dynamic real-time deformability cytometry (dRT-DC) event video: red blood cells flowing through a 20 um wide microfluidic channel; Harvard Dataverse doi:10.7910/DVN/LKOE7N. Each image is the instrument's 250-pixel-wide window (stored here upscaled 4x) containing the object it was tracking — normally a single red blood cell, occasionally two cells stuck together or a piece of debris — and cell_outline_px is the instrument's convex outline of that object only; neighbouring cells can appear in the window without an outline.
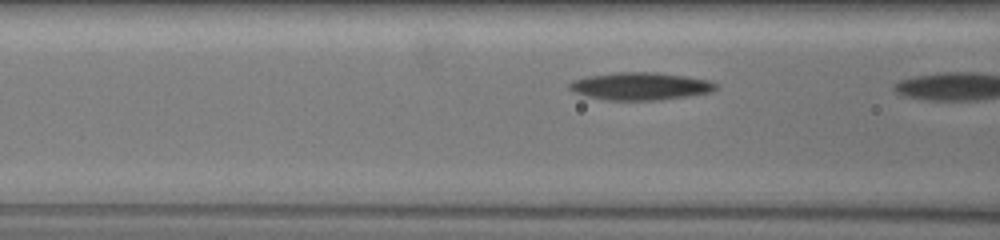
{"species": "common noctule bat (a hibernating species)", "species_latin": "Nyctalus noctula", "temperature_condition": "warm", "stored_images_in_passage": 10, "camera_frame_rate_fps": 3000, "um_per_image_px": 0.085, "animal": {"sex": "female", "body_mass_g": 19.5, "forearm_length_mm": 54.1}, "frame": {"image": 1, "passage_image": 9, "time_ms": 3.0, "image_size_px": [1000, 240], "cell_outline_px": [[720, 88], [712, 92], [688, 96], [660, 100], [604, 100], [588, 96], [576, 92], [568, 88], [568, 84], [572, 80], [588, 76], [616, 72], [656, 72], [684, 76], [708, 80], [720, 84]], "centroid_in_image_um": [54.48, 7.32], "position_along_channel_um": 112.1, "area_um2": 23.7}}